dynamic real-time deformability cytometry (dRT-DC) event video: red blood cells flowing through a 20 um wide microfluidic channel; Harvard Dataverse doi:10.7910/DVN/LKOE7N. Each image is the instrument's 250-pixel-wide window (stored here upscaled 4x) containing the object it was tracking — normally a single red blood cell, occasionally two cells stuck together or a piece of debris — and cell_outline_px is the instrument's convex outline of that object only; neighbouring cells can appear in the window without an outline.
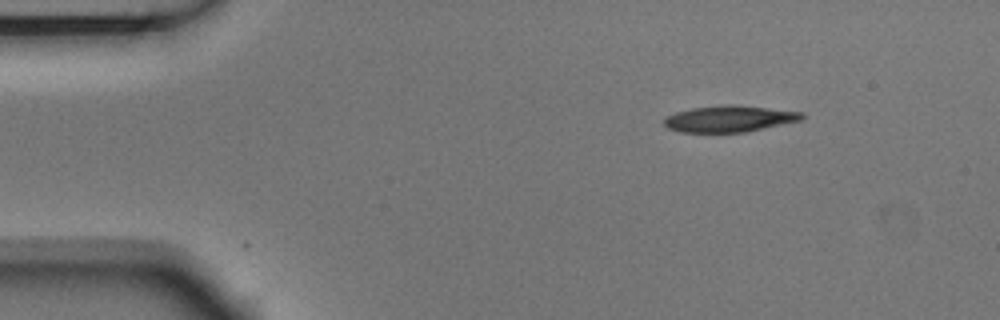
{"species": "Egyptian fruit bat (a non-hibernating species)", "species_latin": "Rousettus aegyptiacus", "temperature_condition": "room temperature", "stored_images_in_passage": 4, "camera_frame_rate_fps": 3000, "um_per_image_px": 0.085, "animal": {"sex": "male"}, "frame": {"image": 1, "passage_image": 1, "time_ms": 0.0, "image_size_px": [1000, 320], "cell_outline_px": [[804, 120], [748, 132], [680, 132], [668, 128], [664, 124], [664, 120], [668, 116], [676, 112], [692, 108], [724, 104], [732, 104], [804, 112]], "centroid_in_image_um": [62.05, 10.1], "position_along_channel_um": 22.9, "area_um2": 21.33}}
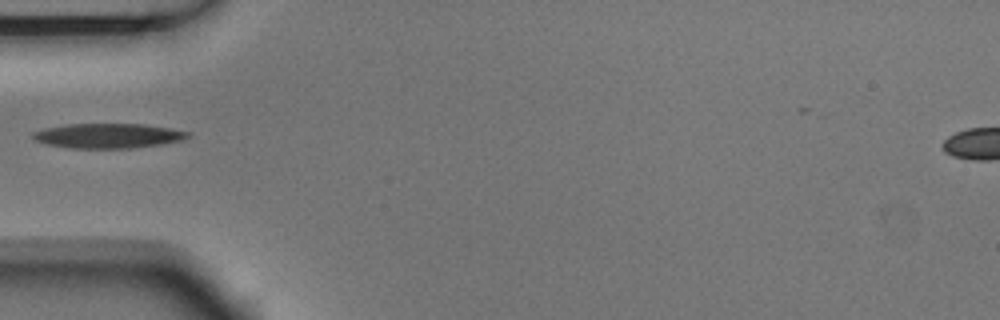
{"frame": {"image": 2, "passage_image": 4, "time_ms": 1.0, "image_size_px": [1000, 320], "cell_outline_px": [[192, 136], [184, 140], [160, 144], [132, 148], [68, 148], [44, 144], [36, 140], [32, 136], [32, 132], [44, 128], [64, 124], [144, 124], [168, 128], [188, 132]], "centroid_in_image_um": [9.16, 11.54], "position_along_channel_um": 75.8, "area_um2": 22.43}}